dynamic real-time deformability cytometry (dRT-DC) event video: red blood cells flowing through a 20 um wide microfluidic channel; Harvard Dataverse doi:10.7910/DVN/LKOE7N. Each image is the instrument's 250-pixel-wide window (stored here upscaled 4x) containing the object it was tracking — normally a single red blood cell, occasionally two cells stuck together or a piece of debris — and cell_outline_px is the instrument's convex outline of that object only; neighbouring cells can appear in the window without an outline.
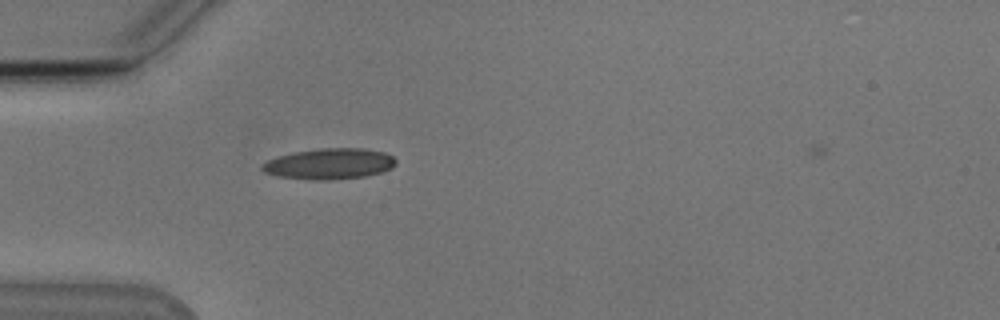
{"species": "Egyptian fruit bat (a non-hibernating species)", "species_latin": "Rousettus aegyptiacus", "temperature_condition": "cold", "stored_images_in_passage": 44, "camera_frame_rate_fps": 3000, "um_per_image_px": 0.085, "animal": {"sex": "male"}, "frame": {"image": 1, "passage_image": 7, "time_ms": 2.0, "image_size_px": [1000, 320], "cell_outline_px": [[396, 164], [392, 168], [380, 172], [364, 176], [324, 180], [312, 180], [280, 176], [264, 172], [260, 168], [260, 164], [268, 160], [292, 152], [320, 148], [364, 148], [384, 152], [392, 156], [396, 160]], "centroid_in_image_um": [27.99, 13.91], "position_along_channel_um": 57.0, "area_um2": 23.93}}
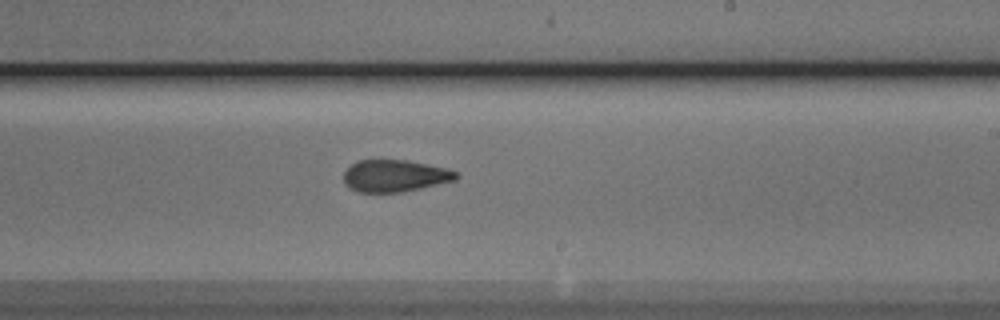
{"frame": {"image": 2, "passage_image": 23, "time_ms": 7.333, "image_size_px": [1000, 320], "cell_outline_px": [[460, 176], [456, 180], [404, 192], [356, 192], [348, 188], [344, 184], [344, 172], [356, 160], [408, 160], [448, 168], [456, 172]], "centroid_in_image_um": [33.56, 14.95], "position_along_channel_um": 255.4, "area_um2": 21.21}}
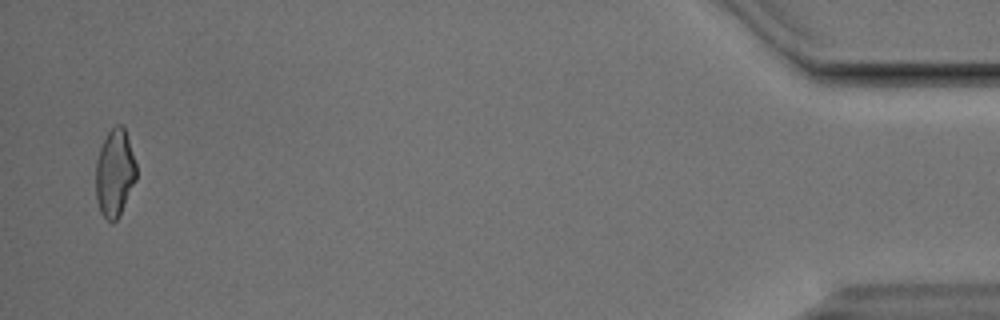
{"frame": {"image": 3, "passage_image": 43, "time_ms": 14.0, "image_size_px": [1000, 320], "cell_outline_px": [[136, 180], [116, 220], [112, 224], [100, 212], [96, 200], [96, 160], [100, 148], [108, 132], [116, 124], [120, 124], [124, 128], [136, 164]], "centroid_in_image_um": [9.73, 14.71], "position_along_channel_um": 425.5, "area_um2": 20.35}, "authors_computed_cell_mechanics": {"area_um2": 21.0681, "velocity_mm_per_s": 3.835, "shape_relaxation_time_tau1_ms": 9.7249, "shape_relaxation_time_tau2_ms": 2.4962, "deformation_change_tau1": 0.1982, "deformation_change_tau2": 0.11}}